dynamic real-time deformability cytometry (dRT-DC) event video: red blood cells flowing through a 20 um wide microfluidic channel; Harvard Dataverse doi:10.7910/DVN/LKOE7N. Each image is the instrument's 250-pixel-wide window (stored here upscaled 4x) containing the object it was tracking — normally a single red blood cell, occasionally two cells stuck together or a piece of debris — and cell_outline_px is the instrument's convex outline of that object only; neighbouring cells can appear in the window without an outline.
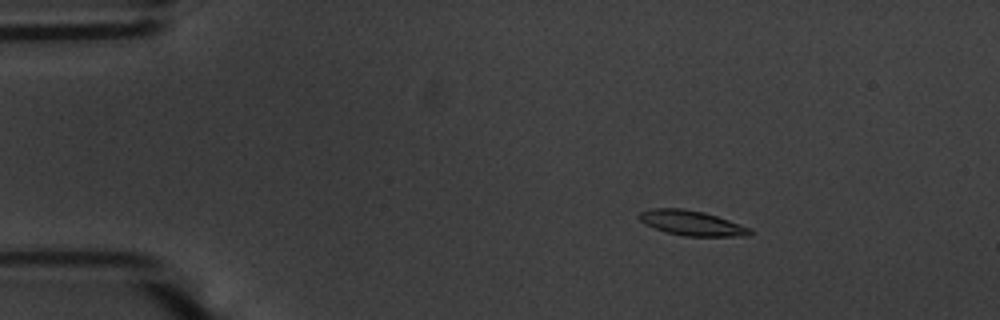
{"species": "common noctule bat (a hibernating species)", "species_latin": "Nyctalus noctula", "temperature_condition": "warm", "stored_images_in_passage": 52, "camera_frame_rate_fps": 3000, "um_per_image_px": 0.085, "animal": {"sex": "male", "body_mass_g": 20.1, "forearm_length_mm": 53.5}, "frame": {"image": 1, "passage_image": 6, "time_ms": 1.667, "image_size_px": [1000, 320], "cell_outline_px": [[752, 232], [748, 236], [684, 236], [668, 232], [644, 224], [636, 216], [640, 212], [652, 208], [684, 208], [704, 212], [752, 228]], "centroid_in_image_um": [58.78, 18.95], "position_along_channel_um": 26.2, "area_um2": 16.07}}
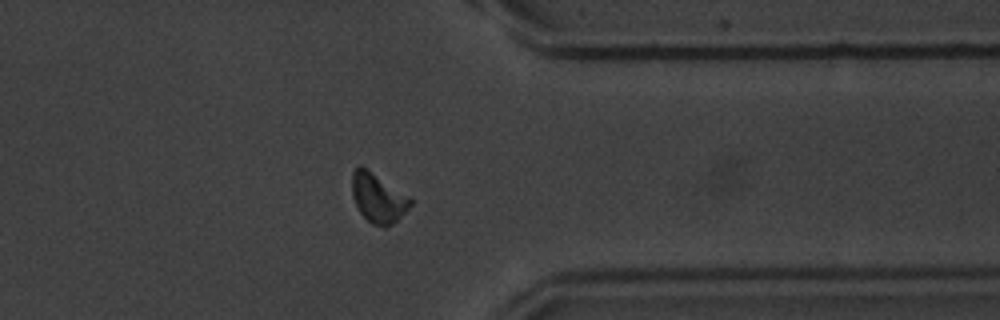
{"frame": {"image": 2, "passage_image": 41, "time_ms": 13.333, "image_size_px": [1000, 320], "cell_outline_px": [[412, 204], [392, 224], [384, 228], [372, 224], [360, 212], [352, 196], [352, 172], [360, 164], [412, 196]], "centroid_in_image_um": [32.15, 16.8], "position_along_channel_um": 379.2, "area_um2": 16.94}}
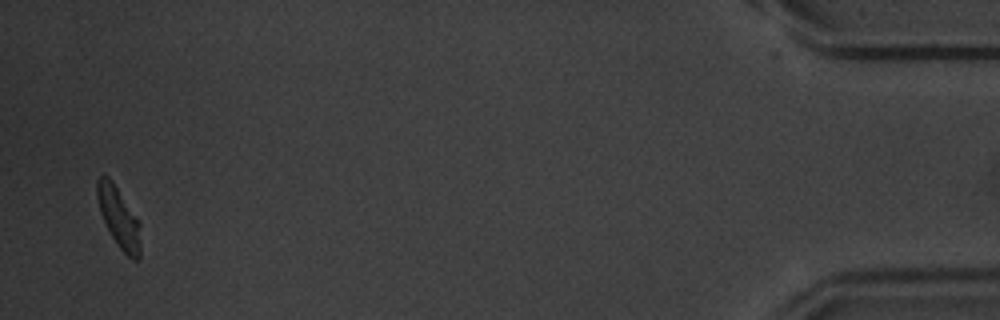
{"frame": {"image": 3, "passage_image": 51, "time_ms": 16.667, "image_size_px": [1000, 320], "cell_outline_px": [[140, 260], [132, 260], [120, 248], [112, 236], [100, 212], [96, 196], [96, 180], [104, 172], [112, 180], [140, 224]], "centroid_in_image_um": [10.08, 18.46], "position_along_channel_um": 425.1, "area_um2": 15.14}, "authors_computed_cell_mechanics": {"area_um2": 16.0106, "velocity_mm_per_s": 3.6729, "shape_relaxation_time_tau1_ms": 2.3974, "shape_relaxation_time_tau2_ms": 3.3112, "deformation_change_tau1": 0.138, "deformation_change_tau2": 0.1001}}